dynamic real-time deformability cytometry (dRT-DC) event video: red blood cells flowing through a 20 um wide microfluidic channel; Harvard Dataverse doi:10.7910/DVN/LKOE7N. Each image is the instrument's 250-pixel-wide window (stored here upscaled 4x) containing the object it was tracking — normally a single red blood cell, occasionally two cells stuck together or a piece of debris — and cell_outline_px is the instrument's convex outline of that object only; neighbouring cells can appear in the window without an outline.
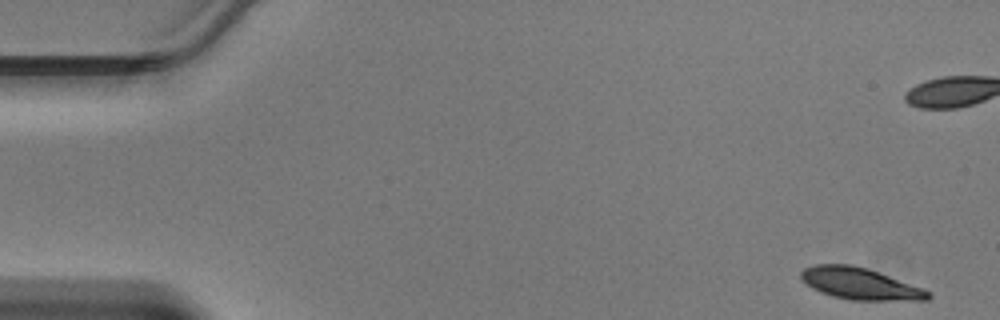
{"species": "Egyptian fruit bat (a non-hibernating species)", "species_latin": "Rousettus aegyptiacus", "temperature_condition": "warm", "stored_images_in_passage": 9, "camera_frame_rate_fps": 3000, "um_per_image_px": 0.085, "animal": {"sex": "male"}, "frame": {"image": 1, "passage_image": 1, "time_ms": 0.0, "image_size_px": [1000, 320], "cell_outline_px": [[932, 296], [928, 300], [852, 300], [832, 296], [820, 292], [812, 288], [800, 276], [800, 272], [804, 268], [816, 264], [852, 264], [868, 268], [924, 288], [932, 292]], "centroid_in_image_um": [73.14, 24.11], "position_along_channel_um": 11.9, "area_um2": 23.58}}